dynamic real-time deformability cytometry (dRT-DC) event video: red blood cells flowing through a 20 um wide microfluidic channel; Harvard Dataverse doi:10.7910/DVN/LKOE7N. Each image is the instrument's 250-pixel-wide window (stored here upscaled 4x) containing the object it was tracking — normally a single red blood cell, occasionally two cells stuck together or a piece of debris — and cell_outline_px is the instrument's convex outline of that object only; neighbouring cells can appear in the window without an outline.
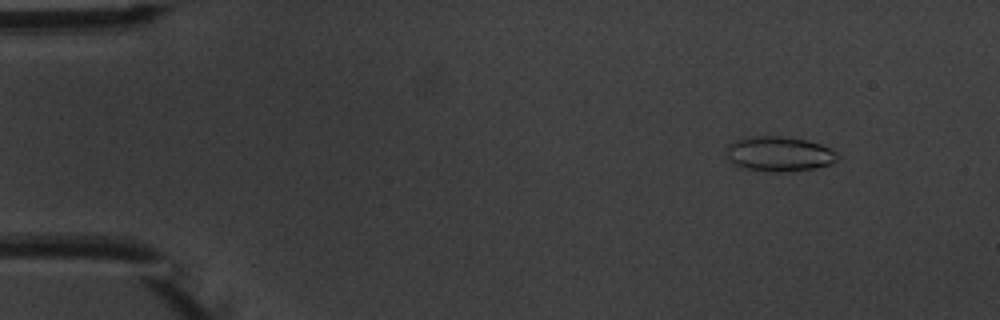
{"species": "common noctule bat (a hibernating species)", "species_latin": "Nyctalus noctula", "temperature_condition": "warm", "stored_images_in_passage": 5, "camera_frame_rate_fps": 3000, "um_per_image_px": 0.085, "animal": {"sex": "male", "body_mass_g": 20.1, "forearm_length_mm": 53.5}, "frame": {"image": 1, "passage_image": 1, "time_ms": 0.0, "image_size_px": [1000, 320], "cell_outline_px": [[840, 156], [832, 164], [816, 168], [780, 172], [776, 172], [744, 168], [728, 160], [724, 152], [724, 148], [728, 144], [736, 140], [752, 136], [780, 136], [804, 140], [820, 144], [836, 152]], "centroid_in_image_um": [66.19, 13.08], "position_along_channel_um": 18.8, "area_um2": 22.6}}
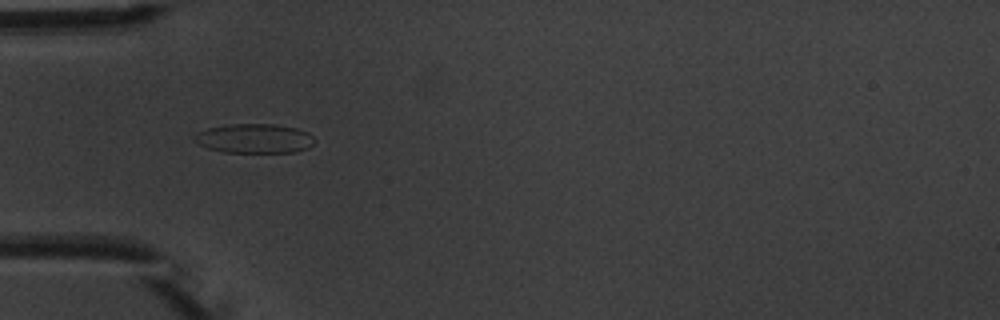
{"frame": {"image": 2, "passage_image": 4, "time_ms": 3.667, "image_size_px": [1000, 320], "cell_outline_px": [[316, 140], [308, 148], [296, 152], [224, 152], [208, 148], [196, 144], [192, 140], [192, 136], [196, 132], [208, 128], [232, 124], [272, 124], [296, 128], [308, 132]], "centroid_in_image_um": [21.58, 11.77], "position_along_channel_um": 63.4, "area_um2": 20.69}}
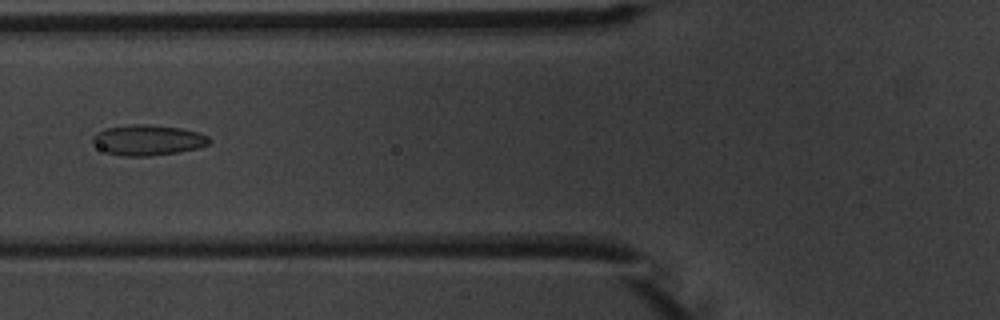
{"frame": {"image": 3, "passage_image": 5, "time_ms": 5.0, "image_size_px": [1000, 320], "cell_outline_px": [[212, 140], [208, 144], [196, 148], [180, 152], [152, 156], [124, 156], [108, 152], [100, 148], [92, 140], [92, 136], [96, 132], [104, 128], [132, 124], [144, 124], [180, 128], [196, 132], [208, 136]], "centroid_in_image_um": [12.57, 11.9], "position_along_channel_um": 113.2, "area_um2": 20.58}}